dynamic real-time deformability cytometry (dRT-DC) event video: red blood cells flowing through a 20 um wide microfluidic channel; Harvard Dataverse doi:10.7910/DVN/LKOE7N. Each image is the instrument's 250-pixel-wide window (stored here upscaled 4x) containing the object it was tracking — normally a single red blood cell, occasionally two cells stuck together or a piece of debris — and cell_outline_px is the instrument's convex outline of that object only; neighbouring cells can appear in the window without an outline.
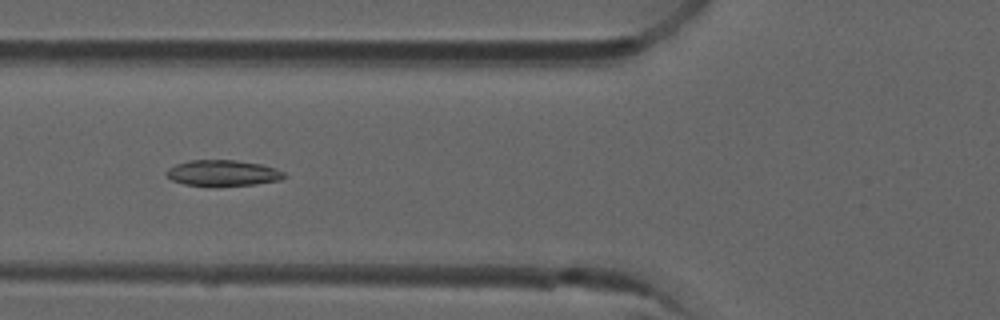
{"species": "common noctule bat (a hibernating species)", "species_latin": "Nyctalus noctula", "temperature_condition": "room temperature", "stored_images_in_passage": 8, "camera_frame_rate_fps": 3000, "um_per_image_px": 0.085, "animal": {"sex": "male", "forearm_length_mm": 52.5}, "frame": {"image": 1, "passage_image": 5, "time_ms": 1.333, "image_size_px": [1000, 320], "cell_outline_px": [[288, 176], [280, 180], [256, 184], [184, 184], [172, 180], [164, 172], [168, 168], [176, 164], [188, 160], [236, 160], [260, 164], [276, 168], [284, 172]], "centroid_in_image_um": [18.96, 14.67], "position_along_channel_um": 106.8, "area_um2": 17.34}}
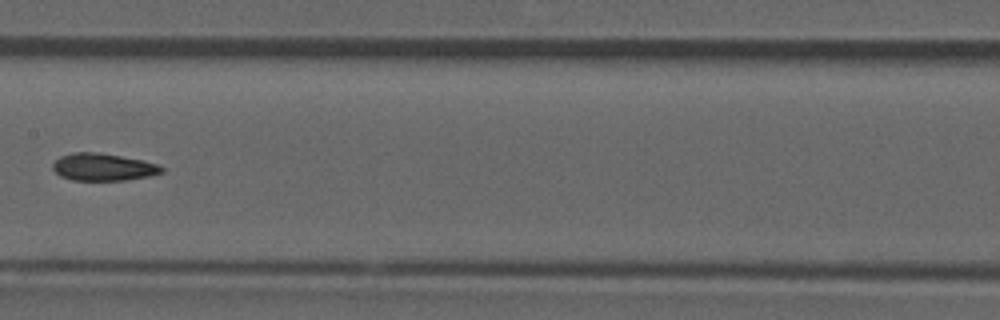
{"frame": {"image": 2, "passage_image": 7, "time_ms": 2.0, "image_size_px": [1000, 320], "cell_outline_px": [[164, 172], [148, 176], [124, 180], [72, 180], [60, 176], [52, 168], [52, 164], [60, 156], [72, 152], [100, 152], [144, 160], [156, 164], [164, 168]], "centroid_in_image_um": [8.75, 14.19], "position_along_channel_um": 198.6, "area_um2": 17.4}}
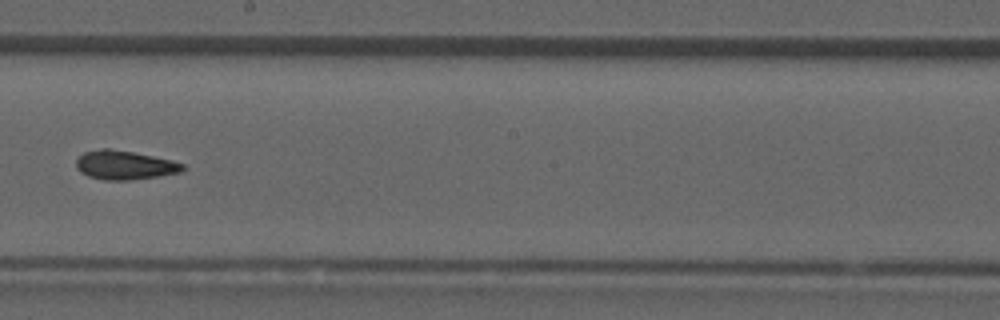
{"frame": {"image": 3, "passage_image": 8, "time_ms": 2.333, "image_size_px": [1000, 320], "cell_outline_px": [[188, 168], [180, 172], [160, 176], [128, 180], [104, 180], [88, 176], [80, 172], [76, 168], [76, 160], [84, 152], [104, 148], [108, 148], [132, 152], [172, 160], [184, 164]], "centroid_in_image_um": [10.61, 14.04], "position_along_channel_um": 237.6, "area_um2": 17.98}}